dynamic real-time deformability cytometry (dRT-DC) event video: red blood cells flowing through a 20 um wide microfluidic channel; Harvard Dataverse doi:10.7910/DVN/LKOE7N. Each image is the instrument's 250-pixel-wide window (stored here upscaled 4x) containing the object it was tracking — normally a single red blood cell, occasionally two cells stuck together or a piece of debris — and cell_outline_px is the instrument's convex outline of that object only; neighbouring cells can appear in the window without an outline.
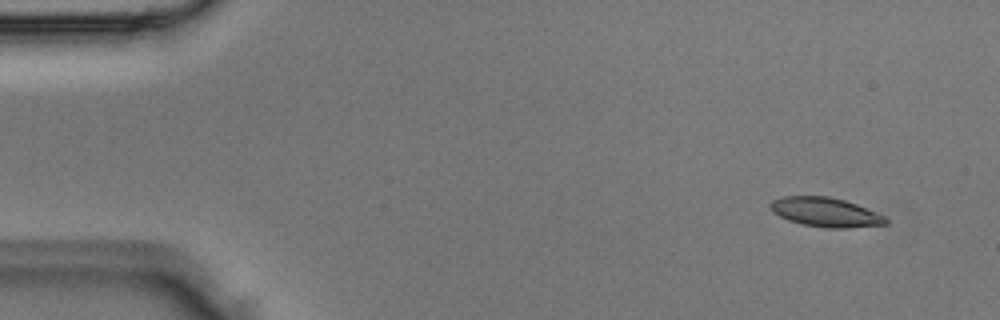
{"species": "Egyptian fruit bat (a non-hibernating species)", "species_latin": "Rousettus aegyptiacus", "temperature_condition": "room temperature", "stored_images_in_passage": 4, "segment_of_instrument_passage": [1, 2], "camera_frame_rate_fps": 3000, "um_per_image_px": 0.085, "animal": {"sex": "male"}, "frame": {"image": 1, "passage_image": 1, "time_ms": 0.0, "image_size_px": [1000, 320], "cell_outline_px": [[888, 224], [848, 228], [828, 228], [804, 224], [788, 220], [772, 212], [768, 208], [768, 204], [772, 200], [784, 196], [828, 196], [844, 200], [856, 204], [884, 216], [888, 220]], "centroid_in_image_um": [70.13, 18.03], "position_along_channel_um": 14.9, "area_um2": 19.65}}